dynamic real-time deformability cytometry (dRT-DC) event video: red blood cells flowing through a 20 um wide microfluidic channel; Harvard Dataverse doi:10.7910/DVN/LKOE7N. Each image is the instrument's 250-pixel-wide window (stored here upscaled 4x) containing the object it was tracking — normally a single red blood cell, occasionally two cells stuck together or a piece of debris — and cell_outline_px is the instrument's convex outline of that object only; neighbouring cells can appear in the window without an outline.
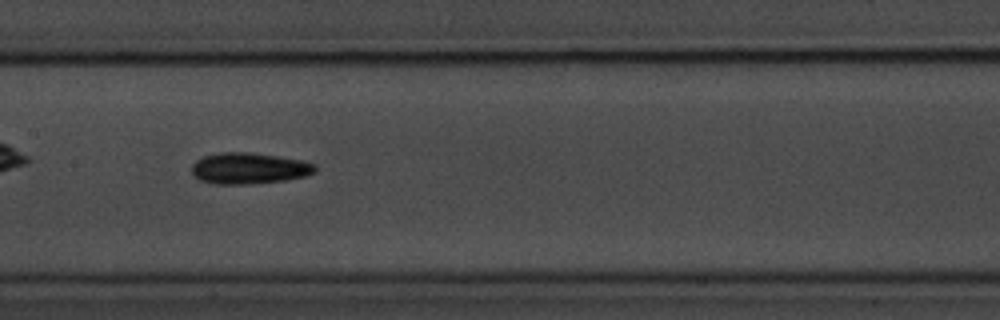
{"species": "common noctule bat (a hibernating species)", "species_latin": "Nyctalus noctula", "temperature_condition": "room temperature", "stored_images_in_passage": 41, "camera_frame_rate_fps": 3000, "um_per_image_px": 0.085, "animal": {"sex": "male", "body_mass_g": 20.1, "forearm_length_mm": 53.5}, "frame": {"image": 1, "passage_image": 12, "time_ms": 3.667, "image_size_px": [1000, 320], "cell_outline_px": [[316, 172], [304, 176], [284, 180], [252, 184], [216, 184], [200, 180], [192, 176], [192, 164], [196, 160], [204, 156], [220, 152], [248, 152], [276, 156], [300, 160], [316, 164]], "centroid_in_image_um": [21.13, 14.31], "position_along_channel_um": 186.3, "area_um2": 22.43}}
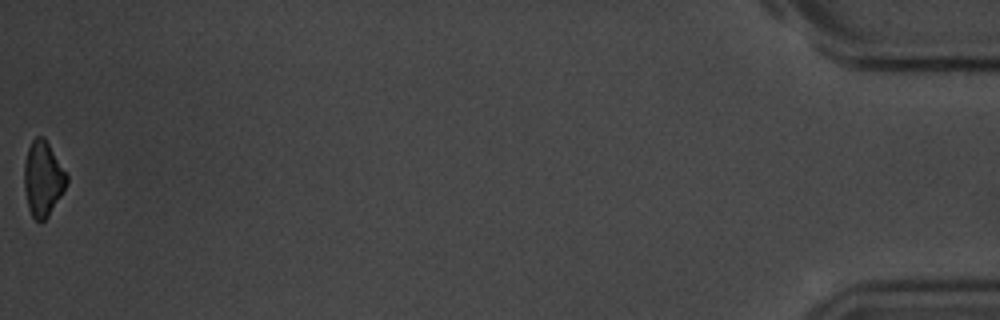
{"frame": {"image": 2, "passage_image": 41, "time_ms": 13.333, "image_size_px": [1000, 320], "cell_outline_px": [[68, 184], [48, 216], [40, 224], [32, 216], [28, 208], [24, 188], [24, 164], [28, 148], [32, 140], [36, 136], [44, 136], [68, 176]], "centroid_in_image_um": [3.64, 15.2], "position_along_channel_um": 431.6, "area_um2": 18.61}, "authors_computed_cell_mechanics": {"area_um2": 20.23, "velocity_mm_per_s": 3.5707, "shape_relaxation_time_tau1_ms": 2.3905, "shape_relaxation_time_tau2_ms": null, "deformation_change_tau1": 0.1069, "deformation_change_tau2": null}}